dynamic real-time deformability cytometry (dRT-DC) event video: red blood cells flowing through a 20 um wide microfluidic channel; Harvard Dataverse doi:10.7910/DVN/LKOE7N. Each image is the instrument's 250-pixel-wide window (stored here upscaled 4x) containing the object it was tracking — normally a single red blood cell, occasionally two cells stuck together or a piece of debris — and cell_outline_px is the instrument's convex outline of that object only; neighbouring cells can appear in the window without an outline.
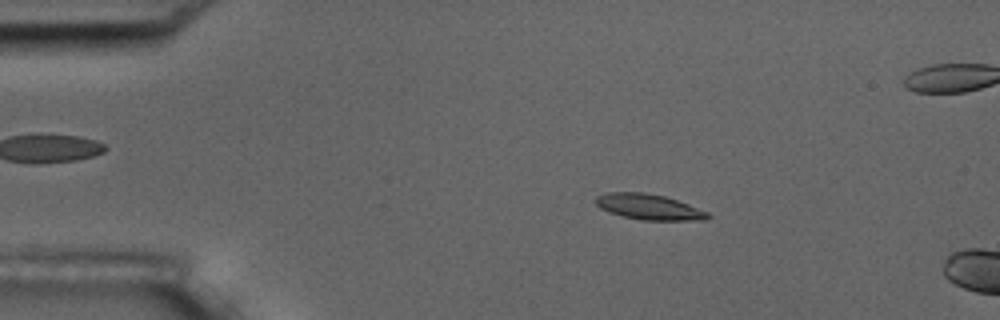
{"species": "common noctule bat (a hibernating species)", "species_latin": "Nyctalus noctula", "temperature_condition": "room temperature", "stored_images_in_passage": 4, "camera_frame_rate_fps": 3000, "um_per_image_px": 0.085, "animal": {"sex": "male", "body_mass_g": 17.5, "forearm_length_mm": 52.3}, "frame": {"image": 1, "passage_image": 2, "time_ms": 1.333, "image_size_px": [1000, 320], "cell_outline_px": [[712, 216], [704, 220], [644, 220], [624, 216], [600, 208], [596, 204], [596, 196], [608, 192], [644, 192], [664, 196], [688, 204], [708, 212]], "centroid_in_image_um": [55.18, 17.58], "position_along_channel_um": 29.8, "area_um2": 16.47}}